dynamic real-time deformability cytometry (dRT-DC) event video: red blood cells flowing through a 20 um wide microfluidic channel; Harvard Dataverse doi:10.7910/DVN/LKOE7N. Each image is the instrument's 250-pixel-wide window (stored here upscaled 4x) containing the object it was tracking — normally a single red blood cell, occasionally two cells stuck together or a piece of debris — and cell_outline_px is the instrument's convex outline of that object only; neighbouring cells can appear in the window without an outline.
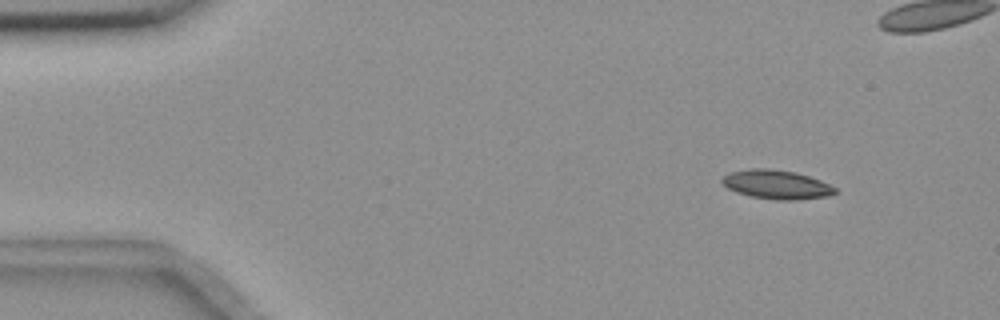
{"species": "common noctule bat (a hibernating species)", "species_latin": "Nyctalus noctula", "temperature_condition": "room temperature", "stored_images_in_passage": 54, "camera_frame_rate_fps": 3000, "um_per_image_px": 0.085, "animal": {"sex": "female", "body_mass_g": 18.4}, "frame": {"image": 1, "passage_image": 4, "time_ms": 1.0, "image_size_px": [1000, 320], "cell_outline_px": [[836, 192], [828, 196], [796, 200], [776, 200], [752, 196], [736, 192], [728, 188], [720, 180], [728, 172], [752, 168], [768, 168], [796, 172], [820, 180], [836, 188]], "centroid_in_image_um": [65.99, 15.68], "position_along_channel_um": 19.0, "area_um2": 19.02}}
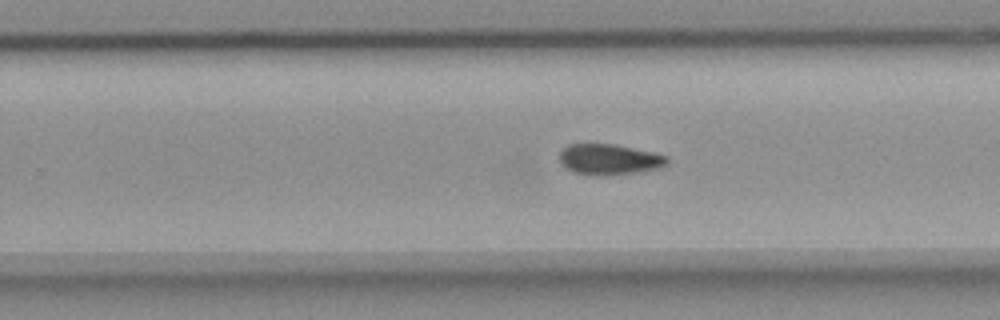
{"frame": {"image": 2, "passage_image": 33, "time_ms": 10.667, "image_size_px": [1000, 320], "cell_outline_px": [[668, 164], [660, 168], [636, 172], [604, 176], [592, 176], [572, 172], [560, 160], [560, 152], [568, 144], [612, 144], [656, 152], [668, 156]], "centroid_in_image_um": [51.83, 13.56], "position_along_channel_um": 278.0, "area_um2": 19.36}}
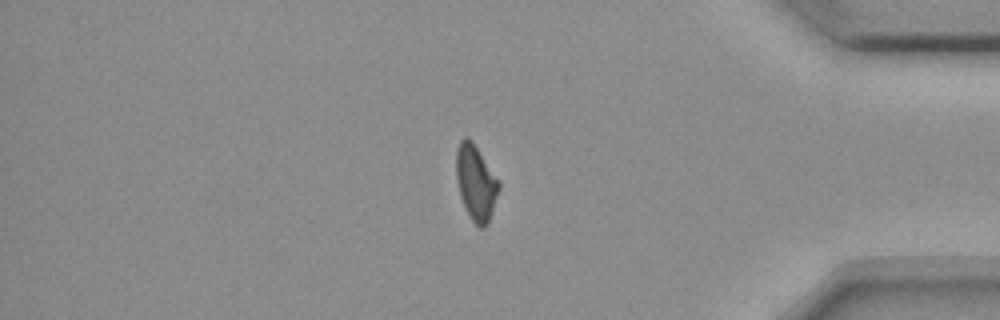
{"frame": {"image": 3, "passage_image": 45, "time_ms": 14.667, "image_size_px": [1000, 320], "cell_outline_px": [[500, 188], [488, 224], [484, 228], [480, 228], [472, 220], [460, 196], [456, 176], [456, 148], [460, 140], [464, 136], [472, 140], [500, 180]], "centroid_in_image_um": [40.46, 15.49], "position_along_channel_um": 394.7, "area_um2": 18.84}}